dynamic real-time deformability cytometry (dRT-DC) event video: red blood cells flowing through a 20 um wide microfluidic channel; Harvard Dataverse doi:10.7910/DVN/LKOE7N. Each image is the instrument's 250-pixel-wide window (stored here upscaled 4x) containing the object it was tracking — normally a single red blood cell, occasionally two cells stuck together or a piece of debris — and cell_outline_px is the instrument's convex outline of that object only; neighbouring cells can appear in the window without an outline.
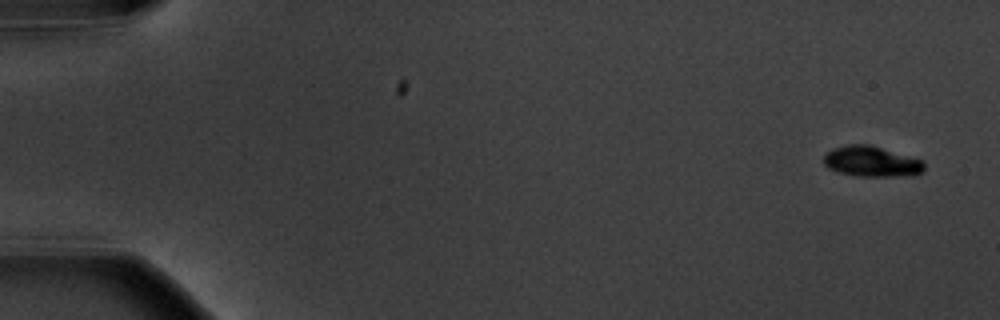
{"species": "common noctule bat (a hibernating species)", "species_latin": "Nyctalus noctula", "temperature_condition": "warm", "stored_images_in_passage": 6, "camera_frame_rate_fps": 3000, "um_per_image_px": 0.085, "animal": {"sex": "male", "body_mass_g": 20.1, "forearm_length_mm": 53.5}, "frame": {"image": 1, "passage_image": 1, "time_ms": 0.0, "image_size_px": [1000, 320], "cell_outline_px": [[924, 172], [912, 176], [856, 176], [840, 172], [828, 168], [824, 164], [824, 156], [832, 148], [848, 144], [868, 144], [924, 160]], "centroid_in_image_um": [74.11, 13.73], "position_along_channel_um": 10.9, "area_um2": 17.98}}
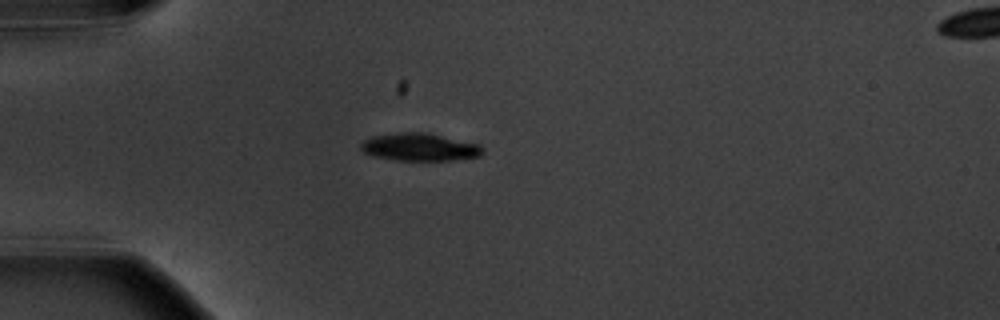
{"frame": {"image": 2, "passage_image": 5, "time_ms": 4.667, "image_size_px": [1000, 320], "cell_outline_px": [[484, 152], [480, 156], [452, 160], [396, 160], [372, 156], [364, 152], [360, 148], [360, 144], [364, 140], [372, 136], [404, 132], [424, 132], [480, 144], [484, 148]], "centroid_in_image_um": [35.68, 12.5], "position_along_channel_um": 49.3, "area_um2": 19.59}}